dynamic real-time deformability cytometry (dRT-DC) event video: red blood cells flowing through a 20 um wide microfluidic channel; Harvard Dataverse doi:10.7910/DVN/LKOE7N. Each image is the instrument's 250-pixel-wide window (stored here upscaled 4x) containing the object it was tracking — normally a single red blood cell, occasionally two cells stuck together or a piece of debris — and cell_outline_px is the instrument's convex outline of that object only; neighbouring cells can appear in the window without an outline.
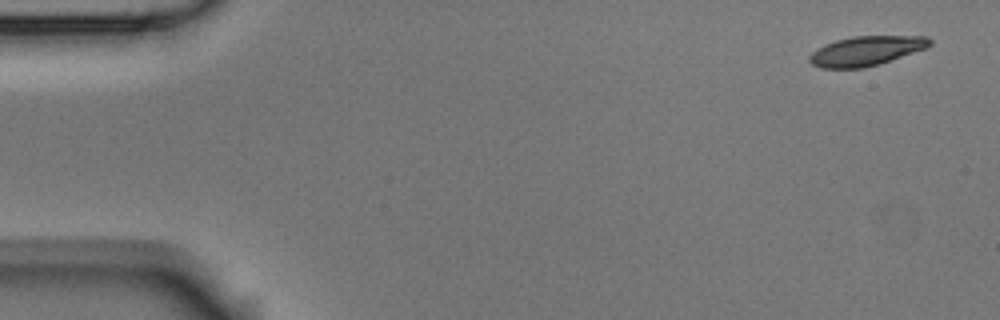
{"species": "Egyptian fruit bat (a non-hibernating species)", "species_latin": "Rousettus aegyptiacus", "temperature_condition": "room temperature", "stored_images_in_passage": 6, "segment_of_instrument_passage": [1, 2], "camera_frame_rate_fps": 3000, "um_per_image_px": 0.085, "animal": {"sex": "male"}, "frame": {"image": 1, "passage_image": 1, "time_ms": 0.0, "image_size_px": [1000, 320], "cell_outline_px": [[932, 44], [928, 48], [864, 68], [820, 68], [812, 64], [808, 60], [808, 56], [816, 48], [824, 44], [836, 40], [852, 36], [928, 36], [932, 40]], "centroid_in_image_um": [73.61, 4.31], "position_along_channel_um": 11.4, "area_um2": 20.81}}
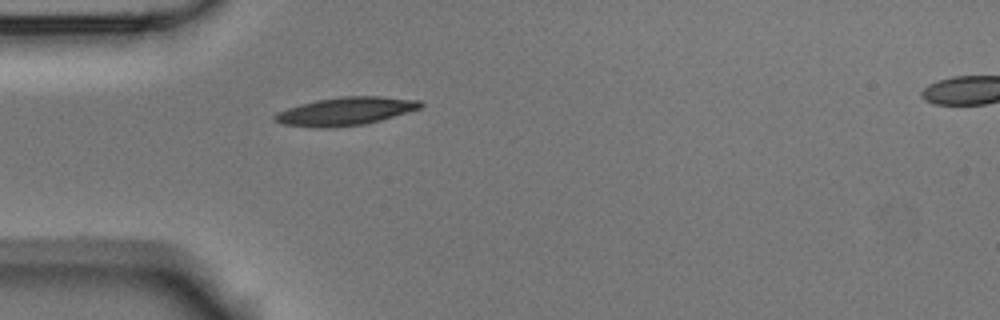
{"frame": {"image": 2, "passage_image": 5, "time_ms": 1.333, "image_size_px": [1000, 320], "cell_outline_px": [[424, 104], [420, 108], [380, 120], [364, 124], [328, 128], [316, 128], [284, 124], [272, 120], [272, 116], [276, 112], [300, 104], [316, 100], [344, 96], [380, 96], [420, 100]], "centroid_in_image_um": [29.33, 9.45], "position_along_channel_um": 55.7, "area_um2": 23.81}}